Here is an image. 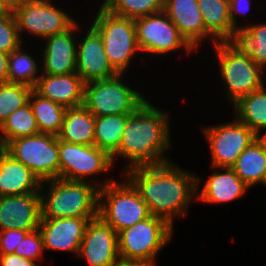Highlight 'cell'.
I'll return each mask as SVG.
<instances>
[{
    "mask_svg": "<svg viewBox=\"0 0 266 266\" xmlns=\"http://www.w3.org/2000/svg\"><path fill=\"white\" fill-rule=\"evenodd\" d=\"M174 228L164 219L151 215L118 232L121 258L155 260L157 254L172 239Z\"/></svg>",
    "mask_w": 266,
    "mask_h": 266,
    "instance_id": "9c48e42d",
    "label": "cell"
},
{
    "mask_svg": "<svg viewBox=\"0 0 266 266\" xmlns=\"http://www.w3.org/2000/svg\"><path fill=\"white\" fill-rule=\"evenodd\" d=\"M84 87L85 82L73 72L68 75L41 74L34 90L46 99L71 108L83 105Z\"/></svg>",
    "mask_w": 266,
    "mask_h": 266,
    "instance_id": "d6986e66",
    "label": "cell"
},
{
    "mask_svg": "<svg viewBox=\"0 0 266 266\" xmlns=\"http://www.w3.org/2000/svg\"><path fill=\"white\" fill-rule=\"evenodd\" d=\"M0 144L39 133L36 118L29 102L16 109L0 125Z\"/></svg>",
    "mask_w": 266,
    "mask_h": 266,
    "instance_id": "f1b7e54d",
    "label": "cell"
},
{
    "mask_svg": "<svg viewBox=\"0 0 266 266\" xmlns=\"http://www.w3.org/2000/svg\"><path fill=\"white\" fill-rule=\"evenodd\" d=\"M98 216L117 233L151 216L138 191L126 179L99 188Z\"/></svg>",
    "mask_w": 266,
    "mask_h": 266,
    "instance_id": "5b68a950",
    "label": "cell"
},
{
    "mask_svg": "<svg viewBox=\"0 0 266 266\" xmlns=\"http://www.w3.org/2000/svg\"><path fill=\"white\" fill-rule=\"evenodd\" d=\"M111 13L131 19L148 16L164 9V0H104Z\"/></svg>",
    "mask_w": 266,
    "mask_h": 266,
    "instance_id": "1f68e13d",
    "label": "cell"
},
{
    "mask_svg": "<svg viewBox=\"0 0 266 266\" xmlns=\"http://www.w3.org/2000/svg\"><path fill=\"white\" fill-rule=\"evenodd\" d=\"M95 116L84 106L67 108L59 140L81 145H94Z\"/></svg>",
    "mask_w": 266,
    "mask_h": 266,
    "instance_id": "d4e9b609",
    "label": "cell"
},
{
    "mask_svg": "<svg viewBox=\"0 0 266 266\" xmlns=\"http://www.w3.org/2000/svg\"><path fill=\"white\" fill-rule=\"evenodd\" d=\"M168 114L147 100L129 114L119 149L111 156L113 164L117 156L129 161L125 171L170 161L164 155L172 144Z\"/></svg>",
    "mask_w": 266,
    "mask_h": 266,
    "instance_id": "7a4b0ae2",
    "label": "cell"
},
{
    "mask_svg": "<svg viewBox=\"0 0 266 266\" xmlns=\"http://www.w3.org/2000/svg\"><path fill=\"white\" fill-rule=\"evenodd\" d=\"M43 251H45L43 238L39 229H36L26 234L19 246L16 247L14 254L36 262L38 259L42 260Z\"/></svg>",
    "mask_w": 266,
    "mask_h": 266,
    "instance_id": "e575fe53",
    "label": "cell"
},
{
    "mask_svg": "<svg viewBox=\"0 0 266 266\" xmlns=\"http://www.w3.org/2000/svg\"><path fill=\"white\" fill-rule=\"evenodd\" d=\"M0 266H38L36 262L14 253L0 254Z\"/></svg>",
    "mask_w": 266,
    "mask_h": 266,
    "instance_id": "74e56055",
    "label": "cell"
},
{
    "mask_svg": "<svg viewBox=\"0 0 266 266\" xmlns=\"http://www.w3.org/2000/svg\"><path fill=\"white\" fill-rule=\"evenodd\" d=\"M9 54L0 51V83H7Z\"/></svg>",
    "mask_w": 266,
    "mask_h": 266,
    "instance_id": "ab89813d",
    "label": "cell"
},
{
    "mask_svg": "<svg viewBox=\"0 0 266 266\" xmlns=\"http://www.w3.org/2000/svg\"><path fill=\"white\" fill-rule=\"evenodd\" d=\"M114 266H156L155 260L119 258Z\"/></svg>",
    "mask_w": 266,
    "mask_h": 266,
    "instance_id": "f35d334b",
    "label": "cell"
},
{
    "mask_svg": "<svg viewBox=\"0 0 266 266\" xmlns=\"http://www.w3.org/2000/svg\"><path fill=\"white\" fill-rule=\"evenodd\" d=\"M163 11L195 49L205 39V25L197 0H164Z\"/></svg>",
    "mask_w": 266,
    "mask_h": 266,
    "instance_id": "ffe728a7",
    "label": "cell"
},
{
    "mask_svg": "<svg viewBox=\"0 0 266 266\" xmlns=\"http://www.w3.org/2000/svg\"><path fill=\"white\" fill-rule=\"evenodd\" d=\"M33 88L24 84L0 83V125L16 109L26 105Z\"/></svg>",
    "mask_w": 266,
    "mask_h": 266,
    "instance_id": "d6a6232c",
    "label": "cell"
},
{
    "mask_svg": "<svg viewBox=\"0 0 266 266\" xmlns=\"http://www.w3.org/2000/svg\"><path fill=\"white\" fill-rule=\"evenodd\" d=\"M236 118L246 124L258 137L266 130V86L249 93L233 105ZM260 133V134H259Z\"/></svg>",
    "mask_w": 266,
    "mask_h": 266,
    "instance_id": "484cf974",
    "label": "cell"
},
{
    "mask_svg": "<svg viewBox=\"0 0 266 266\" xmlns=\"http://www.w3.org/2000/svg\"><path fill=\"white\" fill-rule=\"evenodd\" d=\"M98 182L93 183L92 179L69 181L61 178L43 181L40 187L41 219L98 217L99 188L114 180ZM46 184H49L47 191L44 189Z\"/></svg>",
    "mask_w": 266,
    "mask_h": 266,
    "instance_id": "3957f363",
    "label": "cell"
},
{
    "mask_svg": "<svg viewBox=\"0 0 266 266\" xmlns=\"http://www.w3.org/2000/svg\"><path fill=\"white\" fill-rule=\"evenodd\" d=\"M95 16L92 26L102 37L109 63L119 74H125L132 56L141 52L134 19L115 15L103 5Z\"/></svg>",
    "mask_w": 266,
    "mask_h": 266,
    "instance_id": "8992f818",
    "label": "cell"
},
{
    "mask_svg": "<svg viewBox=\"0 0 266 266\" xmlns=\"http://www.w3.org/2000/svg\"><path fill=\"white\" fill-rule=\"evenodd\" d=\"M78 256L89 266H114L119 256L118 233L99 216L85 228Z\"/></svg>",
    "mask_w": 266,
    "mask_h": 266,
    "instance_id": "5bb4252c",
    "label": "cell"
},
{
    "mask_svg": "<svg viewBox=\"0 0 266 266\" xmlns=\"http://www.w3.org/2000/svg\"><path fill=\"white\" fill-rule=\"evenodd\" d=\"M97 217L41 219L39 231L44 250L70 251L78 255L85 228Z\"/></svg>",
    "mask_w": 266,
    "mask_h": 266,
    "instance_id": "e0dca14e",
    "label": "cell"
},
{
    "mask_svg": "<svg viewBox=\"0 0 266 266\" xmlns=\"http://www.w3.org/2000/svg\"><path fill=\"white\" fill-rule=\"evenodd\" d=\"M123 75L85 83L83 105L95 117L132 114L147 100L123 83Z\"/></svg>",
    "mask_w": 266,
    "mask_h": 266,
    "instance_id": "52a82bcc",
    "label": "cell"
},
{
    "mask_svg": "<svg viewBox=\"0 0 266 266\" xmlns=\"http://www.w3.org/2000/svg\"><path fill=\"white\" fill-rule=\"evenodd\" d=\"M41 181L24 164L4 151L0 158V197L40 193Z\"/></svg>",
    "mask_w": 266,
    "mask_h": 266,
    "instance_id": "44dd1931",
    "label": "cell"
},
{
    "mask_svg": "<svg viewBox=\"0 0 266 266\" xmlns=\"http://www.w3.org/2000/svg\"><path fill=\"white\" fill-rule=\"evenodd\" d=\"M22 45L9 53L7 83L24 84L36 87L40 74L39 68L31 55L22 50Z\"/></svg>",
    "mask_w": 266,
    "mask_h": 266,
    "instance_id": "f546056e",
    "label": "cell"
},
{
    "mask_svg": "<svg viewBox=\"0 0 266 266\" xmlns=\"http://www.w3.org/2000/svg\"><path fill=\"white\" fill-rule=\"evenodd\" d=\"M113 167L111 156L95 145H81L59 140V178L87 181Z\"/></svg>",
    "mask_w": 266,
    "mask_h": 266,
    "instance_id": "4fadbf2b",
    "label": "cell"
},
{
    "mask_svg": "<svg viewBox=\"0 0 266 266\" xmlns=\"http://www.w3.org/2000/svg\"><path fill=\"white\" fill-rule=\"evenodd\" d=\"M5 151L28 167L43 182L59 178V139L38 133L9 141Z\"/></svg>",
    "mask_w": 266,
    "mask_h": 266,
    "instance_id": "ba28073f",
    "label": "cell"
},
{
    "mask_svg": "<svg viewBox=\"0 0 266 266\" xmlns=\"http://www.w3.org/2000/svg\"><path fill=\"white\" fill-rule=\"evenodd\" d=\"M128 115L117 114L95 117L94 145L112 156L119 149Z\"/></svg>",
    "mask_w": 266,
    "mask_h": 266,
    "instance_id": "83f0119b",
    "label": "cell"
},
{
    "mask_svg": "<svg viewBox=\"0 0 266 266\" xmlns=\"http://www.w3.org/2000/svg\"><path fill=\"white\" fill-rule=\"evenodd\" d=\"M251 0H229V12L232 27L238 32L241 27L237 24L236 14L245 15L250 10Z\"/></svg>",
    "mask_w": 266,
    "mask_h": 266,
    "instance_id": "8d00e7d4",
    "label": "cell"
},
{
    "mask_svg": "<svg viewBox=\"0 0 266 266\" xmlns=\"http://www.w3.org/2000/svg\"><path fill=\"white\" fill-rule=\"evenodd\" d=\"M203 129L212 155V168H231L240 154L258 138L237 118L232 122L215 124Z\"/></svg>",
    "mask_w": 266,
    "mask_h": 266,
    "instance_id": "7c38bea8",
    "label": "cell"
},
{
    "mask_svg": "<svg viewBox=\"0 0 266 266\" xmlns=\"http://www.w3.org/2000/svg\"><path fill=\"white\" fill-rule=\"evenodd\" d=\"M200 189L197 199L203 203L223 204L241 198L249 187L239 178L232 168H217ZM221 169V170H220ZM224 170L225 172L221 173Z\"/></svg>",
    "mask_w": 266,
    "mask_h": 266,
    "instance_id": "7402d4cb",
    "label": "cell"
},
{
    "mask_svg": "<svg viewBox=\"0 0 266 266\" xmlns=\"http://www.w3.org/2000/svg\"><path fill=\"white\" fill-rule=\"evenodd\" d=\"M78 22L76 21L66 31L44 38L45 49L42 57V74L48 75H68L76 72V38Z\"/></svg>",
    "mask_w": 266,
    "mask_h": 266,
    "instance_id": "ac0fdd59",
    "label": "cell"
},
{
    "mask_svg": "<svg viewBox=\"0 0 266 266\" xmlns=\"http://www.w3.org/2000/svg\"><path fill=\"white\" fill-rule=\"evenodd\" d=\"M41 217L40 193L0 197V231H34L39 228Z\"/></svg>",
    "mask_w": 266,
    "mask_h": 266,
    "instance_id": "2e32d148",
    "label": "cell"
},
{
    "mask_svg": "<svg viewBox=\"0 0 266 266\" xmlns=\"http://www.w3.org/2000/svg\"><path fill=\"white\" fill-rule=\"evenodd\" d=\"M84 36L77 43L76 73L85 83L117 76L119 73L109 63L99 32L91 25Z\"/></svg>",
    "mask_w": 266,
    "mask_h": 266,
    "instance_id": "9a60e30c",
    "label": "cell"
},
{
    "mask_svg": "<svg viewBox=\"0 0 266 266\" xmlns=\"http://www.w3.org/2000/svg\"><path fill=\"white\" fill-rule=\"evenodd\" d=\"M25 0H0V9L3 12H13Z\"/></svg>",
    "mask_w": 266,
    "mask_h": 266,
    "instance_id": "60d3db41",
    "label": "cell"
},
{
    "mask_svg": "<svg viewBox=\"0 0 266 266\" xmlns=\"http://www.w3.org/2000/svg\"><path fill=\"white\" fill-rule=\"evenodd\" d=\"M134 23L137 42L143 53L166 55L182 48L190 54L194 50L164 11L135 18Z\"/></svg>",
    "mask_w": 266,
    "mask_h": 266,
    "instance_id": "30bf717a",
    "label": "cell"
},
{
    "mask_svg": "<svg viewBox=\"0 0 266 266\" xmlns=\"http://www.w3.org/2000/svg\"><path fill=\"white\" fill-rule=\"evenodd\" d=\"M29 104L36 118L39 133L58 135L62 128L66 107L46 99L34 89L29 97Z\"/></svg>",
    "mask_w": 266,
    "mask_h": 266,
    "instance_id": "4316f807",
    "label": "cell"
},
{
    "mask_svg": "<svg viewBox=\"0 0 266 266\" xmlns=\"http://www.w3.org/2000/svg\"><path fill=\"white\" fill-rule=\"evenodd\" d=\"M23 40L19 35L13 12L0 14V51L10 53L19 48Z\"/></svg>",
    "mask_w": 266,
    "mask_h": 266,
    "instance_id": "836d02e7",
    "label": "cell"
},
{
    "mask_svg": "<svg viewBox=\"0 0 266 266\" xmlns=\"http://www.w3.org/2000/svg\"><path fill=\"white\" fill-rule=\"evenodd\" d=\"M29 231L21 229H7L0 231V254L14 253L20 241Z\"/></svg>",
    "mask_w": 266,
    "mask_h": 266,
    "instance_id": "d590c367",
    "label": "cell"
},
{
    "mask_svg": "<svg viewBox=\"0 0 266 266\" xmlns=\"http://www.w3.org/2000/svg\"><path fill=\"white\" fill-rule=\"evenodd\" d=\"M50 1L25 0L13 11L21 40L23 31L44 40L66 31L76 22Z\"/></svg>",
    "mask_w": 266,
    "mask_h": 266,
    "instance_id": "8fae6325",
    "label": "cell"
},
{
    "mask_svg": "<svg viewBox=\"0 0 266 266\" xmlns=\"http://www.w3.org/2000/svg\"><path fill=\"white\" fill-rule=\"evenodd\" d=\"M249 187L264 185L266 178V137H258L231 167Z\"/></svg>",
    "mask_w": 266,
    "mask_h": 266,
    "instance_id": "cb8c5ba5",
    "label": "cell"
},
{
    "mask_svg": "<svg viewBox=\"0 0 266 266\" xmlns=\"http://www.w3.org/2000/svg\"><path fill=\"white\" fill-rule=\"evenodd\" d=\"M5 151V147L3 145L0 144V158L2 153Z\"/></svg>",
    "mask_w": 266,
    "mask_h": 266,
    "instance_id": "b9f144b4",
    "label": "cell"
},
{
    "mask_svg": "<svg viewBox=\"0 0 266 266\" xmlns=\"http://www.w3.org/2000/svg\"><path fill=\"white\" fill-rule=\"evenodd\" d=\"M205 25V39L216 42L234 41L237 31L232 27L229 0H197Z\"/></svg>",
    "mask_w": 266,
    "mask_h": 266,
    "instance_id": "603a6c76",
    "label": "cell"
},
{
    "mask_svg": "<svg viewBox=\"0 0 266 266\" xmlns=\"http://www.w3.org/2000/svg\"><path fill=\"white\" fill-rule=\"evenodd\" d=\"M213 45L215 54L217 53L221 81L227 87L226 96L232 105L264 85V70L237 43L226 41Z\"/></svg>",
    "mask_w": 266,
    "mask_h": 266,
    "instance_id": "277c9868",
    "label": "cell"
},
{
    "mask_svg": "<svg viewBox=\"0 0 266 266\" xmlns=\"http://www.w3.org/2000/svg\"><path fill=\"white\" fill-rule=\"evenodd\" d=\"M123 176L138 191L151 215L164 219L173 228V218L185 216L202 180L173 161L131 168Z\"/></svg>",
    "mask_w": 266,
    "mask_h": 266,
    "instance_id": "6da1fadb",
    "label": "cell"
},
{
    "mask_svg": "<svg viewBox=\"0 0 266 266\" xmlns=\"http://www.w3.org/2000/svg\"><path fill=\"white\" fill-rule=\"evenodd\" d=\"M263 70L266 68V22L242 26L234 40Z\"/></svg>",
    "mask_w": 266,
    "mask_h": 266,
    "instance_id": "4dcf8cb0",
    "label": "cell"
}]
</instances>
